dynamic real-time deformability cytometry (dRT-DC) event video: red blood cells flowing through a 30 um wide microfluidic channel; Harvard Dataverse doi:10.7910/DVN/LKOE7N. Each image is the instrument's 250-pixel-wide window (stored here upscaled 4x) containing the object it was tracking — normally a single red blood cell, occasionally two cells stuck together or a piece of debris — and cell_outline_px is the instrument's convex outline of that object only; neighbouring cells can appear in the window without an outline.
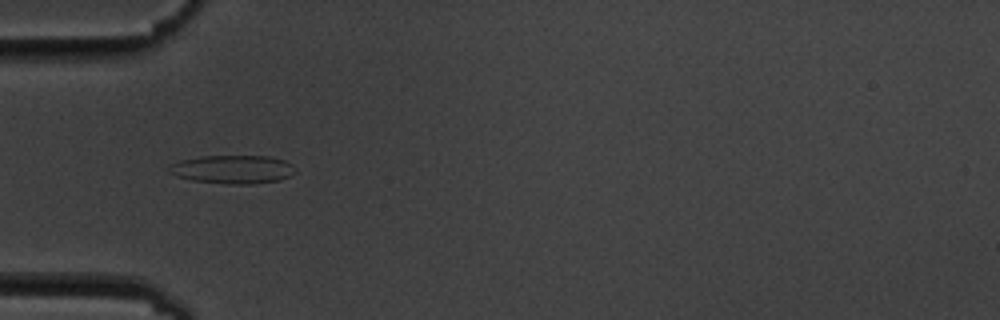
{"species": "common noctule bat (a hibernating species)", "species_latin": "Nyctalus noctula", "temperature_condition": "cold", "stored_images_in_passage": 9, "camera_frame_rate_fps": 3000, "um_per_image_px": 0.085, "animal": {"sex": "male", "body_mass_g": 19.5, "forearm_length_mm": 54.6}, "frame": {"image": 1, "passage_image": 6, "time_ms": 5.667, "image_size_px": [1000, 320], "cell_outline_px": [[296, 172], [280, 180], [252, 184], [228, 184], [192, 180], [176, 176], [168, 172], [168, 168], [172, 164], [180, 160], [200, 156], [268, 156], [284, 160], [292, 164], [296, 168]], "centroid_in_image_um": [19.79, 14.39], "position_along_channel_um": 65.2, "area_um2": 20.98}}
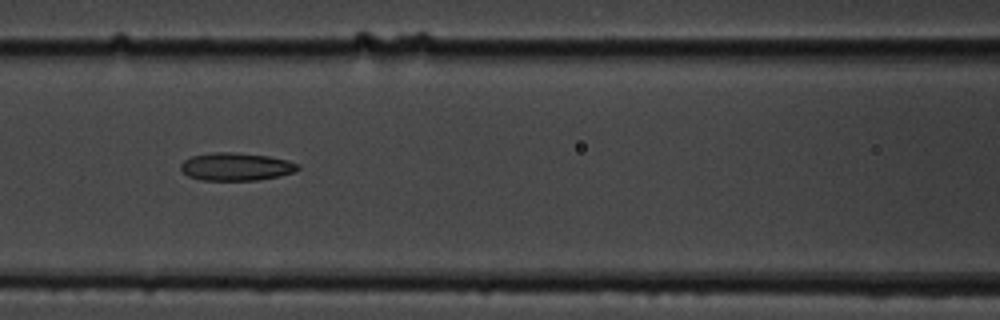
{"frame": {"image": 2, "passage_image": 8, "time_ms": 8.0, "image_size_px": [1000, 320], "cell_outline_px": [[300, 168], [296, 172], [280, 176], [256, 180], [200, 180], [188, 176], [180, 168], [180, 164], [184, 160], [192, 156], [212, 152], [232, 152], [268, 156], [288, 160], [300, 164]], "centroid_in_image_um": [20.09, 14.17], "position_along_channel_um": 146.5, "area_um2": 19.13}}
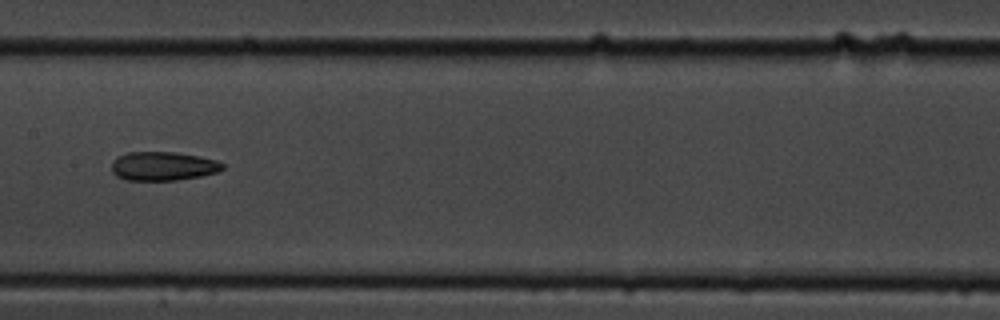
{"frame": {"image": 3, "passage_image": 9, "time_ms": 9.333, "image_size_px": [1000, 320], "cell_outline_px": [[224, 168], [216, 172], [200, 176], [176, 180], [124, 180], [116, 176], [112, 172], [112, 160], [116, 156], [128, 152], [176, 152], [200, 156], [216, 160], [224, 164]], "centroid_in_image_um": [13.82, 14.11], "position_along_channel_um": 193.6, "area_um2": 18.79}}